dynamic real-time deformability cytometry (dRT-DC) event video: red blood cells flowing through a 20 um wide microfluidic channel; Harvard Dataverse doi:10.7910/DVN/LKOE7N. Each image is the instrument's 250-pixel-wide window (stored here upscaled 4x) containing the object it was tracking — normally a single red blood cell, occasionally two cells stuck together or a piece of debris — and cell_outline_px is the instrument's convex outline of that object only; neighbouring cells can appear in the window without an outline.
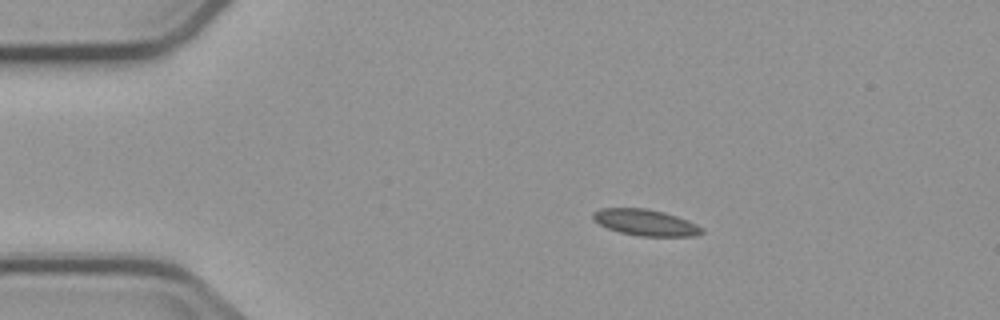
{"species": "common noctule bat (a hibernating species)", "species_latin": "Nyctalus noctula", "temperature_condition": "cold", "stored_images_in_passage": 5, "camera_frame_rate_fps": 3000, "um_per_image_px": 0.085, "animal": {"sex": "male", "body_mass_g": 23.1, "forearm_length_mm": 52.7}, "frame": {"image": 1, "passage_image": 2, "time_ms": 1.0, "image_size_px": [1000, 320], "cell_outline_px": [[704, 232], [692, 236], [640, 236], [620, 232], [608, 228], [592, 220], [592, 212], [600, 208], [644, 208], [664, 212], [688, 220], [704, 228]], "centroid_in_image_um": [54.85, 18.91], "position_along_channel_um": 30.2, "area_um2": 16.65}}
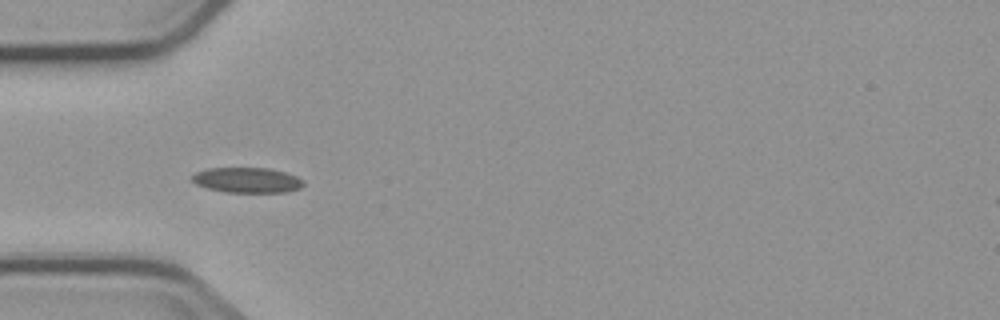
{"frame": {"image": 2, "passage_image": 4, "time_ms": 3.333, "image_size_px": [1000, 320], "cell_outline_px": [[304, 184], [300, 188], [284, 192], [224, 192], [208, 188], [196, 184], [192, 180], [192, 176], [196, 172], [208, 168], [268, 168], [284, 172], [296, 176], [304, 180]], "centroid_in_image_um": [21.01, 15.31], "position_along_channel_um": 64.0, "area_um2": 16.3}}
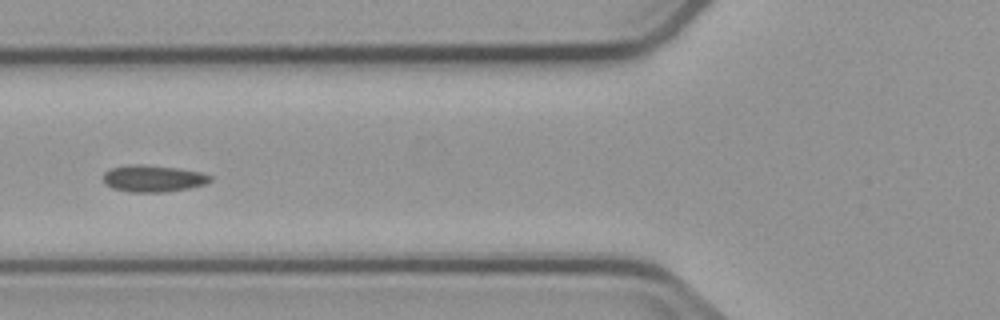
{"frame": {"image": 3, "passage_image": 5, "time_ms": 4.667, "image_size_px": [1000, 320], "cell_outline_px": [[212, 180], [204, 184], [188, 188], [164, 192], [128, 192], [112, 188], [104, 184], [104, 172], [112, 168], [128, 164], [140, 164], [176, 168], [200, 172], [212, 176]], "centroid_in_image_um": [12.98, 15.17], "position_along_channel_um": 112.8, "area_um2": 16.65}}